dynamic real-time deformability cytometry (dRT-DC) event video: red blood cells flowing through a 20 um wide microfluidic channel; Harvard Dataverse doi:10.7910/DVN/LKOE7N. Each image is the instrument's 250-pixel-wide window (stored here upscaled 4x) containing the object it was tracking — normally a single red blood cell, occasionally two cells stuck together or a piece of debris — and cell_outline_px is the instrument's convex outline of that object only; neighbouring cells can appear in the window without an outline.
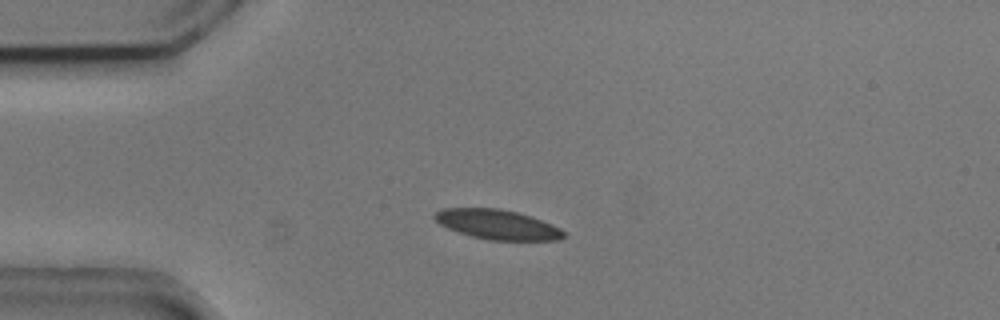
{"species": "common noctule bat (a hibernating species)", "species_latin": "Nyctalus noctula", "temperature_condition": "cold", "stored_images_in_passage": 5, "camera_frame_rate_fps": 3000, "um_per_image_px": 0.085, "animal": {"sex": "male", "body_mass_g": 20.5, "forearm_length_mm": 52.5}, "frame": {"image": 1, "passage_image": 1, "time_ms": 0.0, "image_size_px": [1000, 320], "cell_outline_px": [[568, 236], [560, 240], [488, 240], [472, 236], [448, 228], [440, 224], [432, 216], [436, 212], [444, 208], [500, 208], [532, 216], [552, 224], [560, 228]], "centroid_in_image_um": [42.32, 19.08], "position_along_channel_um": 42.7, "area_um2": 22.37}}
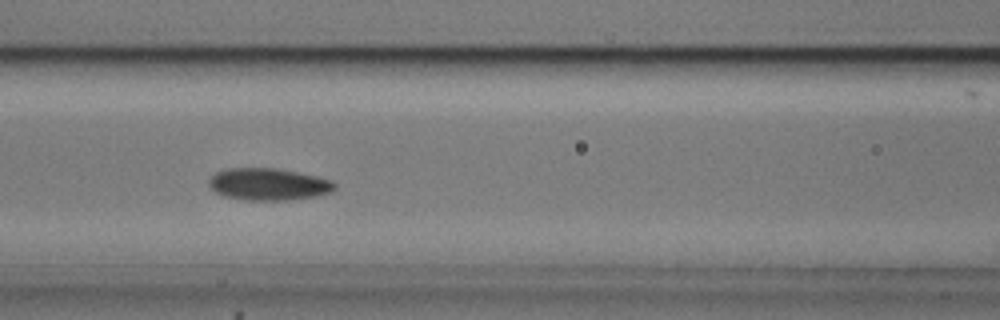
{"frame": {"image": 2, "passage_image": 4, "time_ms": 1.0, "image_size_px": [1000, 320], "cell_outline_px": [[336, 188], [332, 192], [316, 196], [292, 200], [248, 200], [224, 196], [216, 192], [208, 184], [208, 180], [216, 172], [224, 168], [276, 168], [316, 176], [332, 180], [336, 184]], "centroid_in_image_um": [22.83, 15.66], "position_along_channel_um": 143.8, "area_um2": 23.58}}
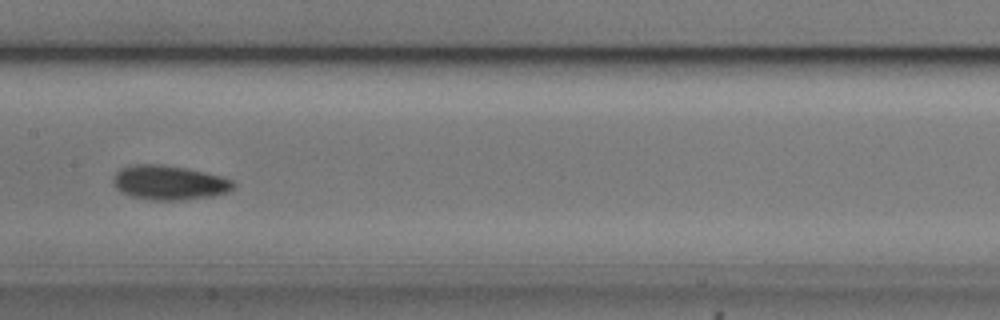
{"frame": {"image": 3, "passage_image": 5, "time_ms": 1.333, "image_size_px": [1000, 320], "cell_outline_px": [[236, 184], [228, 192], [212, 196], [180, 200], [152, 200], [132, 196], [120, 192], [112, 184], [112, 180], [116, 172], [120, 168], [136, 164], [164, 164], [188, 168], [220, 176], [232, 180]], "centroid_in_image_um": [14.35, 15.51], "position_along_channel_um": 193.0, "area_um2": 24.22}}